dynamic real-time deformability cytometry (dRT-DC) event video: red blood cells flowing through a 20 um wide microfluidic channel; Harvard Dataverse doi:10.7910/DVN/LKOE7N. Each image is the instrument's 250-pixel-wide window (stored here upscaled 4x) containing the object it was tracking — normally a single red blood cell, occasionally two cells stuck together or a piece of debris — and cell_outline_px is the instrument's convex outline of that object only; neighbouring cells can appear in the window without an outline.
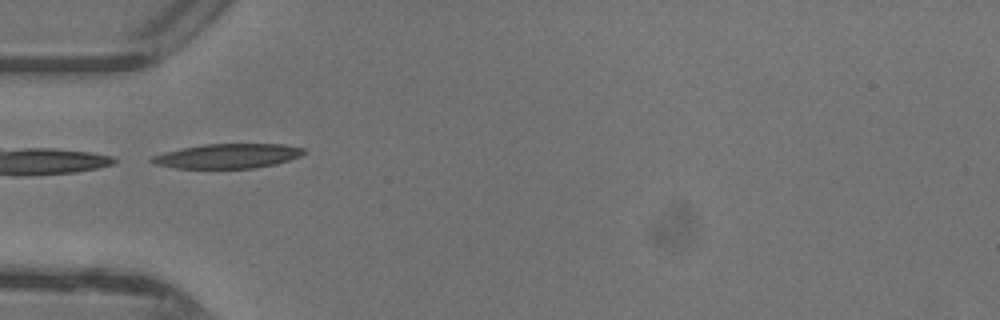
{"species": "common noctule bat (a hibernating species)", "species_latin": "Nyctalus noctula", "temperature_condition": "warm", "stored_images_in_passage": 33, "camera_frame_rate_fps": 3000, "um_per_image_px": 0.085, "animal": {"sex": "female"}, "frame": {"image": 1, "passage_image": 1, "time_ms": 0.0, "image_size_px": [1000, 320], "cell_outline_px": [[308, 152], [300, 156], [276, 164], [252, 168], [176, 168], [156, 164], [148, 160], [152, 156], [164, 152], [180, 148], [204, 144], [284, 144], [304, 148]], "centroid_in_image_um": [19.37, 13.25], "position_along_channel_um": 65.6, "area_um2": 21.79}}
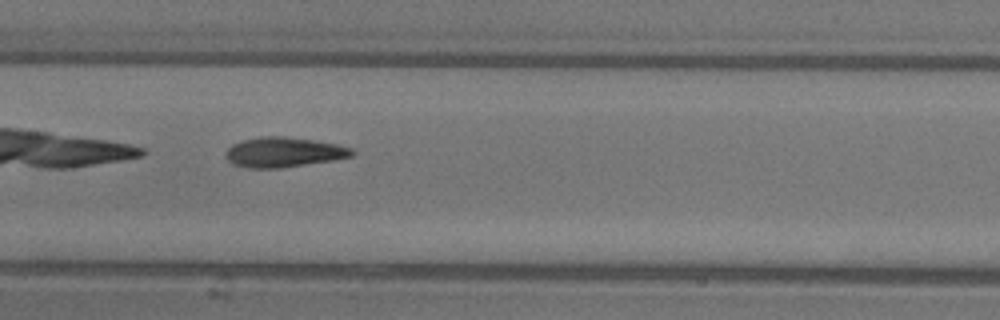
{"frame": {"image": 2, "passage_image": 9, "time_ms": 2.667, "image_size_px": [1000, 320], "cell_outline_px": [[356, 152], [352, 156], [332, 160], [280, 168], [248, 168], [232, 164], [224, 156], [228, 148], [232, 144], [244, 140], [260, 136], [284, 136], [312, 140], [336, 144], [352, 148]], "centroid_in_image_um": [24.09, 12.94], "position_along_channel_um": 183.3, "area_um2": 21.96}}
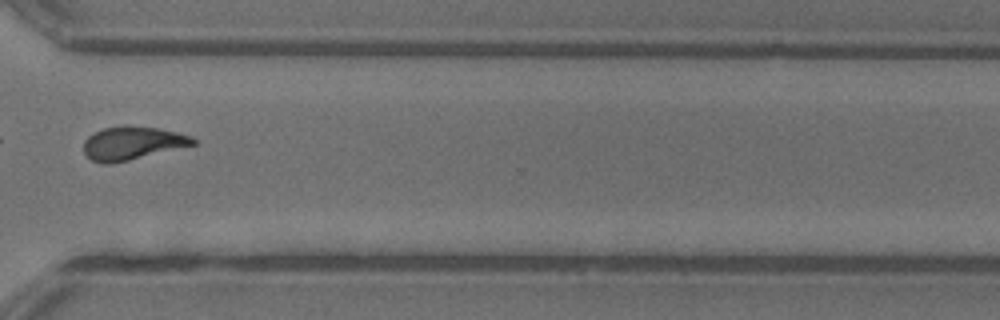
{"frame": {"image": 3, "passage_image": 21, "time_ms": 6.667, "image_size_px": [1000, 320], "cell_outline_px": [[196, 144], [112, 164], [104, 164], [92, 160], [84, 152], [84, 140], [88, 136], [104, 128], [160, 128], [192, 136], [196, 140]], "centroid_in_image_um": [11.26, 12.21], "position_along_channel_um": 359.3, "area_um2": 20.46}, "authors_computed_cell_mechanics": {"area_um2": 21.2704, "velocity_mm_per_s": 4.4146, "shape_relaxation_time_tau1_ms": 3.6113, "shape_relaxation_time_tau2_ms": 2.1285, "deformation_change_tau1": 0.186, "deformation_change_tau2": 0.1025}}